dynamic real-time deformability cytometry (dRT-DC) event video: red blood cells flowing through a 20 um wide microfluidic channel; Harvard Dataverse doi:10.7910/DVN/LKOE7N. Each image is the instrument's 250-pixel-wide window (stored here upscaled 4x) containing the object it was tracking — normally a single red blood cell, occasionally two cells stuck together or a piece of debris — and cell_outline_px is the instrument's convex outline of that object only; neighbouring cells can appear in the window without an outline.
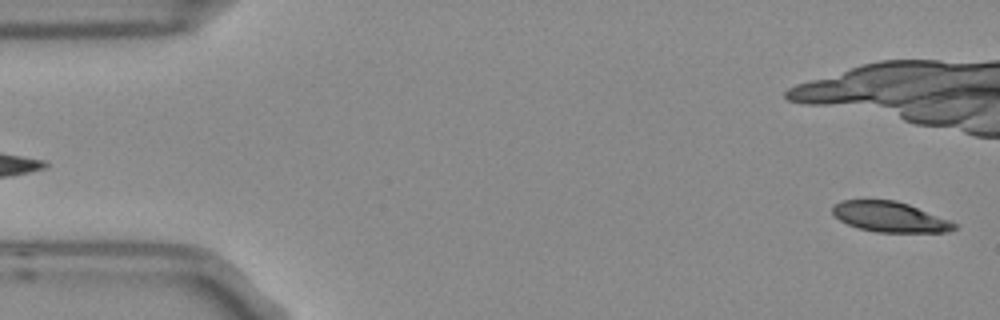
{"species": "Egyptian fruit bat (a non-hibernating species)", "species_latin": "Rousettus aegyptiacus", "temperature_condition": "room temperature", "stored_images_in_passage": 5, "segment_of_instrument_passage": [2, 2], "camera_frame_rate_fps": 3000, "um_per_image_px": 0.085, "frame": {"image": 1, "passage_image": 5, "time_ms": 1.333, "image_size_px": [1000, 320], "cell_outline_px": [[960, 224], [956, 228], [948, 232], [876, 232], [860, 228], [848, 224], [840, 220], [832, 212], [832, 204], [844, 200], [896, 200], [908, 204]], "centroid_in_image_um": [75.66, 18.43], "position_along_channel_um": 9.3, "area_um2": 21.44}}